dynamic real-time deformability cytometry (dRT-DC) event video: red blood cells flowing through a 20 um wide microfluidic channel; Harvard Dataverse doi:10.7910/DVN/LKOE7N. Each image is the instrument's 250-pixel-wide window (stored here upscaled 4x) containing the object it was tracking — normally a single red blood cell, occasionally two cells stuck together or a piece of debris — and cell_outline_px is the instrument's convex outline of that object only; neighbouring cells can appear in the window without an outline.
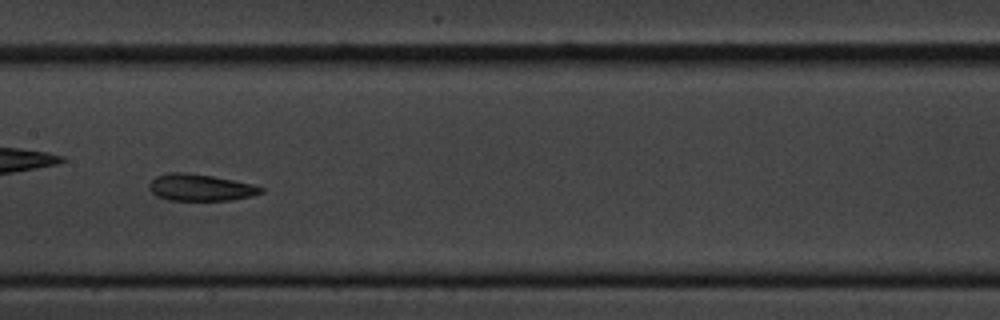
{"species": "common noctule bat (a hibernating species)", "species_latin": "Nyctalus noctula", "temperature_condition": "cold", "stored_images_in_passage": 11, "camera_frame_rate_fps": 3000, "um_per_image_px": 0.085, "animal": {"sex": "male", "body_mass_g": 20.1, "forearm_length_mm": 53.5}, "frame": {"image": 1, "passage_image": 8, "time_ms": 9.0, "image_size_px": [1000, 320], "cell_outline_px": [[264, 192], [252, 196], [232, 200], [168, 200], [156, 196], [148, 188], [148, 184], [156, 176], [168, 172], [184, 172], [212, 176], [252, 184], [264, 188]], "centroid_in_image_um": [17.01, 15.94], "position_along_channel_um": 190.4, "area_um2": 17.46}}
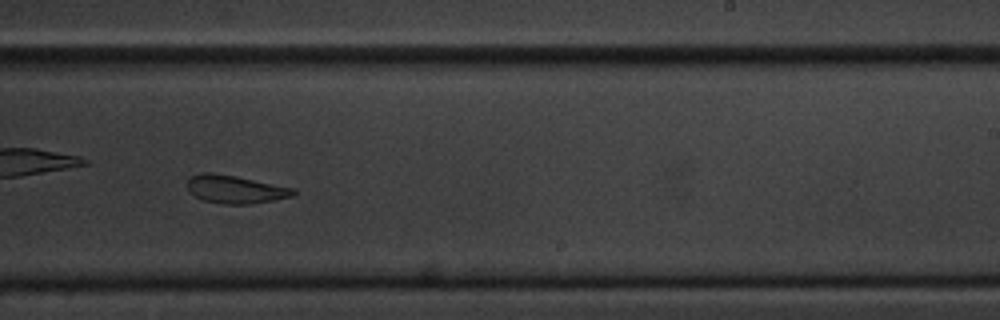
{"frame": {"image": 2, "passage_image": 10, "time_ms": 11.333, "image_size_px": [1000, 320], "cell_outline_px": [[296, 192], [292, 196], [276, 200], [248, 204], [224, 204], [204, 200], [188, 192], [188, 180], [192, 176], [200, 172], [212, 172], [236, 176], [296, 188]], "centroid_in_image_um": [20.02, 16.08], "position_along_channel_um": 269.0, "area_um2": 17.4}}